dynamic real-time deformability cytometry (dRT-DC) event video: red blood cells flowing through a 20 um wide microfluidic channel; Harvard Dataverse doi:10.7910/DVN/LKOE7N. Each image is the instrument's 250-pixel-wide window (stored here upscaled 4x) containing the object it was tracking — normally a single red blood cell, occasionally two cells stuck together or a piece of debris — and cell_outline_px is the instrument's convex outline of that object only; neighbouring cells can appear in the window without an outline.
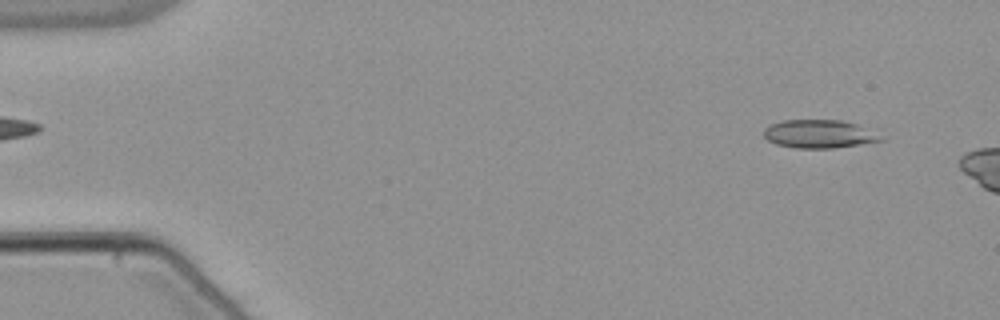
{"species": "common noctule bat (a hibernating species)", "species_latin": "Nyctalus noctula", "temperature_condition": "warm", "stored_images_in_passage": 9, "camera_frame_rate_fps": 3000, "um_per_image_px": 0.085, "animal": {"sex": "male", "body_mass_g": 21.5, "forearm_length_mm": 52.0}, "frame": {"image": 1, "passage_image": 4, "time_ms": 1.0, "image_size_px": [1000, 320], "cell_outline_px": [[884, 140], [836, 148], [796, 148], [776, 144], [768, 140], [764, 136], [764, 128], [768, 124], [784, 120], [840, 120], [880, 128]], "centroid_in_image_um": [69.76, 11.37], "position_along_channel_um": 15.2, "area_um2": 20.0}}